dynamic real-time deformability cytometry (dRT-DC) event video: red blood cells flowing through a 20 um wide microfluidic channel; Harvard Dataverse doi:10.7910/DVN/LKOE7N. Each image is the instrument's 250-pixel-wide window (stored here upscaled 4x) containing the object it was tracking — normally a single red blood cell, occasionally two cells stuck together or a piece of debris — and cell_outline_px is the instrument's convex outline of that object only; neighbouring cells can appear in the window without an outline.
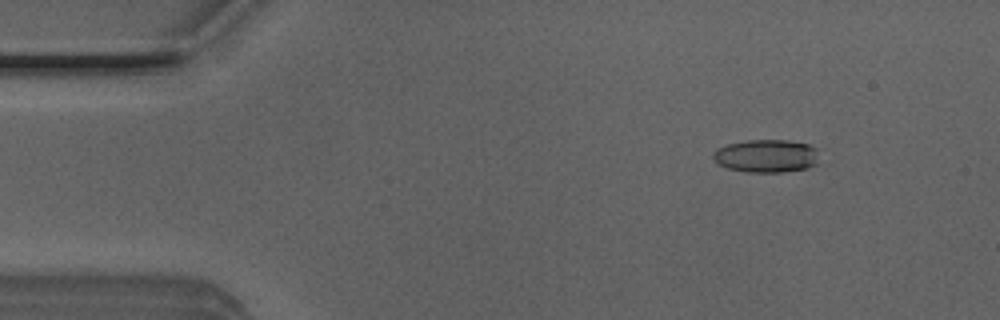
{"species": "Egyptian fruit bat (a non-hibernating species)", "species_latin": "Rousettus aegyptiacus", "temperature_condition": "room temperature", "stored_images_in_passage": 50, "camera_frame_rate_fps": 3000, "um_per_image_px": 0.085, "animal": {"sex": "male"}, "frame": {"image": 1, "passage_image": 6, "time_ms": 1.667, "image_size_px": [1000, 320], "cell_outline_px": [[816, 164], [808, 168], [780, 172], [748, 172], [728, 168], [720, 164], [712, 156], [712, 152], [716, 148], [728, 144], [748, 140], [788, 140], [808, 144], [816, 148]], "centroid_in_image_um": [65.12, 13.25], "position_along_channel_um": 19.9, "area_um2": 20.23}}
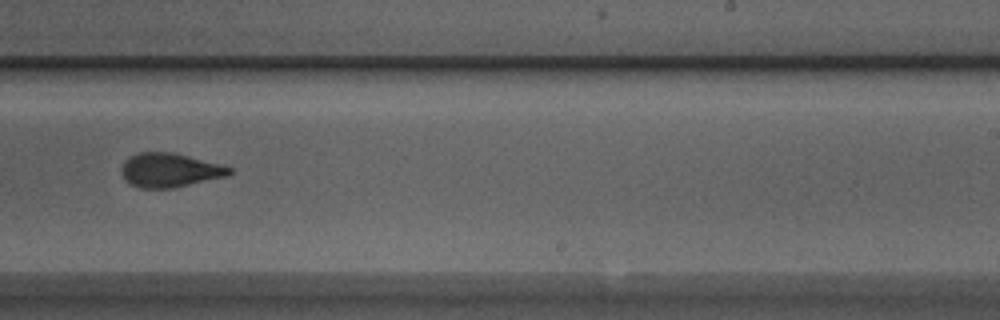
{"frame": {"image": 2, "passage_image": 31, "time_ms": 10.0, "image_size_px": [1000, 320], "cell_outline_px": [[232, 172], [228, 176], [172, 188], [140, 188], [124, 180], [120, 172], [120, 168], [124, 160], [136, 152], [172, 152], [220, 164], [232, 168]], "centroid_in_image_um": [14.38, 14.46], "position_along_channel_um": 274.6, "area_um2": 21.5}}
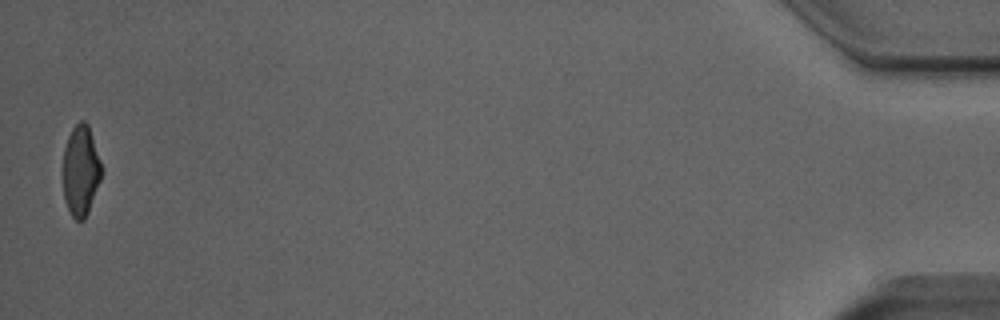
{"frame": {"image": 3, "passage_image": 50, "time_ms": 16.333, "image_size_px": [1000, 320], "cell_outline_px": [[100, 180], [88, 212], [84, 220], [76, 220], [72, 216], [64, 200], [64, 148], [68, 136], [72, 128], [80, 120], [84, 120], [88, 124], [100, 160]], "centroid_in_image_um": [6.85, 14.49], "position_along_channel_um": 428.3, "area_um2": 19.88}, "authors_computed_cell_mechanics": {"area_um2": 21.5016, "velocity_mm_per_s": 4.0272, "shape_relaxation_time_tau1_ms": 4.7043, "shape_relaxation_time_tau2_ms": 1.8282, "deformation_change_tau1": 0.1759, "deformation_change_tau2": 0.1001}}